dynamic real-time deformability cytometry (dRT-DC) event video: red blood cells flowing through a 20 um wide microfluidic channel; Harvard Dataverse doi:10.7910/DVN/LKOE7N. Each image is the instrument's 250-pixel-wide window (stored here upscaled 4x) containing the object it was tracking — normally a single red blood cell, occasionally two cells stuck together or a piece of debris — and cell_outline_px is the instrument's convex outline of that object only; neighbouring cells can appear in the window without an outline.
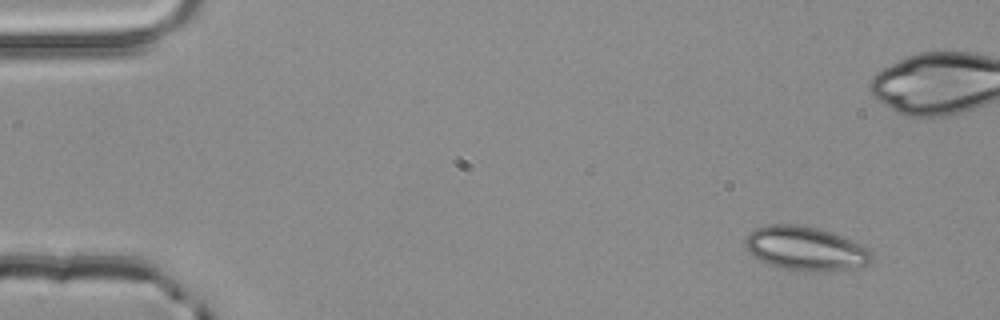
{"species": "common noctule bat (a hibernating species)", "species_latin": "Nyctalus noctula", "temperature_condition": "room temperature", "stored_images_in_passage": 5, "camera_frame_rate_fps": 3000, "um_per_image_px": 0.085, "animal": {"sex": "male", "body_mass_g": 20.4}, "frame": {"image": 1, "passage_image": 1, "time_ms": 0.0, "image_size_px": [1000, 320], "cell_outline_px": [[872, 260], [868, 264], [844, 268], [780, 268], [768, 264], [752, 256], [748, 252], [744, 244], [744, 240], [756, 228], [768, 224], [796, 224], [820, 228], [840, 236], [868, 248], [872, 252]], "centroid_in_image_um": [68.39, 21.06], "position_along_channel_um": 16.6, "area_um2": 31.15}}